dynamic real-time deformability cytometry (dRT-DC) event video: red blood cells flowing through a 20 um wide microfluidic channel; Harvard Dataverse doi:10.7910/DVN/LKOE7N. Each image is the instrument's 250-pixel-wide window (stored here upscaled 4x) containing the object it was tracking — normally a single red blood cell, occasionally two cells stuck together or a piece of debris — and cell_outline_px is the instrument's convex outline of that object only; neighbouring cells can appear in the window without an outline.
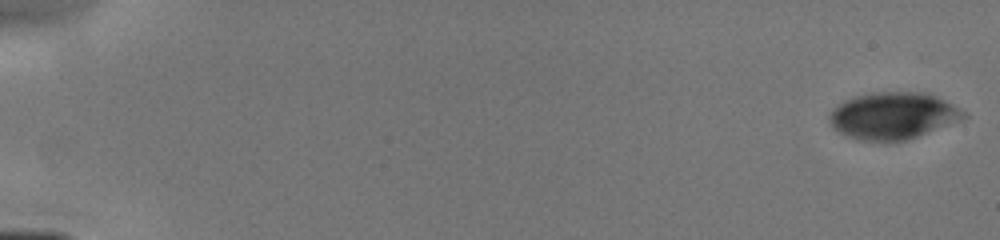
{"species": "human", "species_latin": "Homo sapiens", "temperature_condition": "cold", "stored_images_in_passage": 16, "camera_frame_rate_fps": 3000, "um_per_image_px": 0.085, "donor": {"sex": "male"}, "frame": {"image": 1, "passage_image": 1, "time_ms": 0.0, "image_size_px": [1000, 240], "cell_outline_px": [[968, 116], [960, 120], [916, 136], [904, 140], [856, 140], [832, 128], [828, 120], [828, 116], [832, 108], [844, 100], [856, 96], [872, 92], [928, 92], [952, 104], [964, 112]], "centroid_in_image_um": [75.85, 9.81], "position_along_channel_um": 9.1, "area_um2": 36.36}}
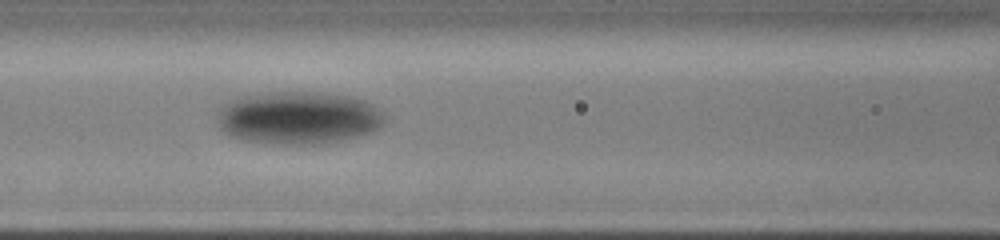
{"frame": {"image": 2, "passage_image": 13, "time_ms": 7.333, "image_size_px": [1000, 240], "cell_outline_px": [[384, 120], [376, 128], [368, 132], [344, 140], [312, 144], [280, 144], [244, 140], [232, 136], [224, 132], [220, 128], [220, 112], [232, 100], [244, 96], [268, 92], [312, 92], [348, 96], [364, 100], [372, 104], [384, 112]], "centroid_in_image_um": [25.4, 10.01], "position_along_channel_um": 141.2, "area_um2": 50.52}}
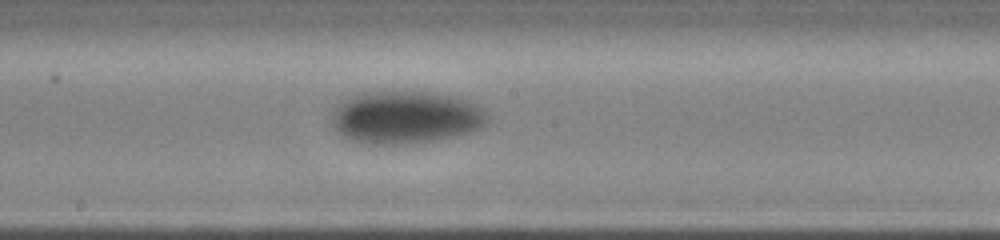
{"frame": {"image": 3, "passage_image": 16, "time_ms": 9.0, "image_size_px": [1000, 240], "cell_outline_px": [[488, 124], [480, 128], [468, 132], [452, 136], [416, 144], [372, 144], [352, 140], [344, 136], [332, 124], [332, 108], [336, 104], [360, 92], [424, 92], [448, 96], [464, 100], [476, 104], [488, 116]], "centroid_in_image_um": [34.44, 9.98], "position_along_channel_um": 213.8, "area_um2": 47.4}}